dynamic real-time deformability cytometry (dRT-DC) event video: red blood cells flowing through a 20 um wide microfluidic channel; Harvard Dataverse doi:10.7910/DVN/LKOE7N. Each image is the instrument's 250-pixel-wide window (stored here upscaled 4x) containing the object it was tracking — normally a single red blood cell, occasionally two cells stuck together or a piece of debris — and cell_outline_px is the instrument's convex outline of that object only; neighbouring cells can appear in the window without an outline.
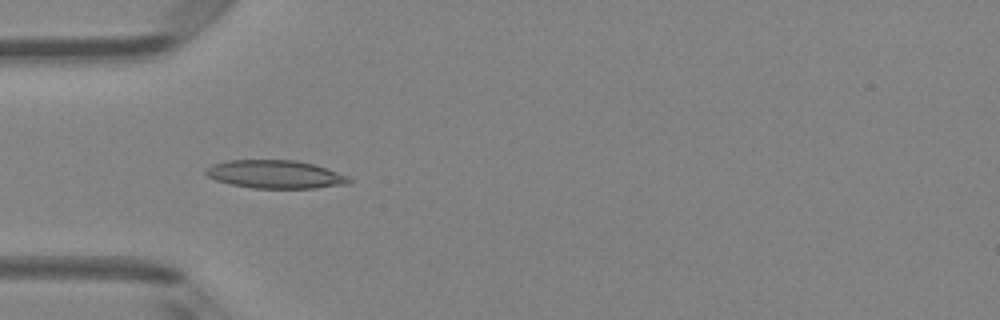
{"species": "Egyptian fruit bat (a non-hibernating species)", "species_latin": "Rousettus aegyptiacus", "temperature_condition": "room temperature", "stored_images_in_passage": 7, "camera_frame_rate_fps": 3000, "um_per_image_px": 0.085, "animal": {"sex": "female"}, "frame": {"image": 1, "passage_image": 4, "time_ms": 4.333, "image_size_px": [1000, 320], "cell_outline_px": [[352, 180], [348, 184], [316, 188], [252, 188], [232, 184], [216, 180], [208, 176], [204, 172], [212, 164], [228, 160], [296, 160], [312, 164], [348, 176]], "centroid_in_image_um": [23.39, 14.82], "position_along_channel_um": 61.6, "area_um2": 23.29}}
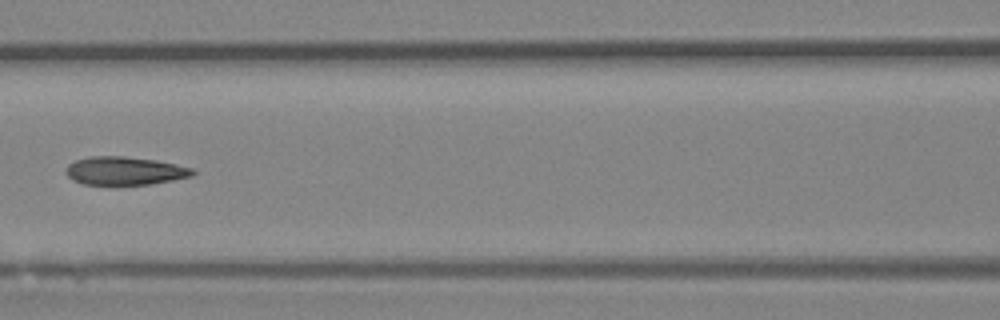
{"frame": {"image": 2, "passage_image": 6, "time_ms": 6.667, "image_size_px": [1000, 320], "cell_outline_px": [[196, 172], [192, 176], [152, 184], [84, 184], [72, 180], [64, 172], [68, 164], [76, 160], [88, 156], [124, 156], [156, 160], [196, 168]], "centroid_in_image_um": [10.62, 14.51], "position_along_channel_um": 156.0, "area_um2": 20.98}}
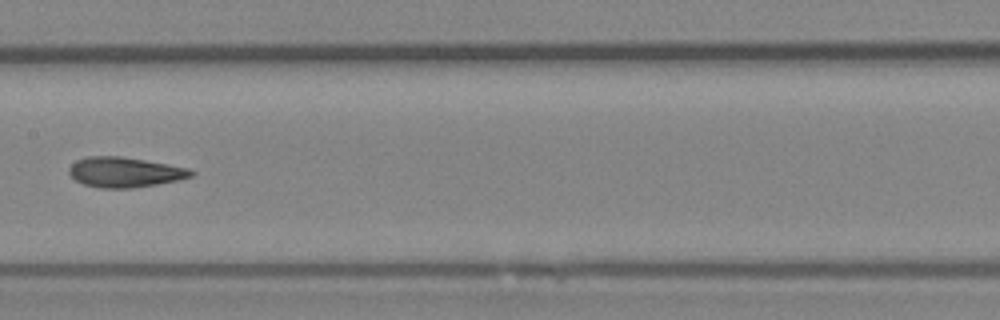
{"frame": {"image": 3, "passage_image": 7, "time_ms": 7.667, "image_size_px": [1000, 320], "cell_outline_px": [[196, 172], [192, 176], [180, 180], [132, 188], [100, 188], [84, 184], [76, 180], [68, 172], [68, 168], [76, 160], [88, 156], [120, 156], [168, 164], [188, 168]], "centroid_in_image_um": [10.61, 14.63], "position_along_channel_um": 196.8, "area_um2": 21.39}}